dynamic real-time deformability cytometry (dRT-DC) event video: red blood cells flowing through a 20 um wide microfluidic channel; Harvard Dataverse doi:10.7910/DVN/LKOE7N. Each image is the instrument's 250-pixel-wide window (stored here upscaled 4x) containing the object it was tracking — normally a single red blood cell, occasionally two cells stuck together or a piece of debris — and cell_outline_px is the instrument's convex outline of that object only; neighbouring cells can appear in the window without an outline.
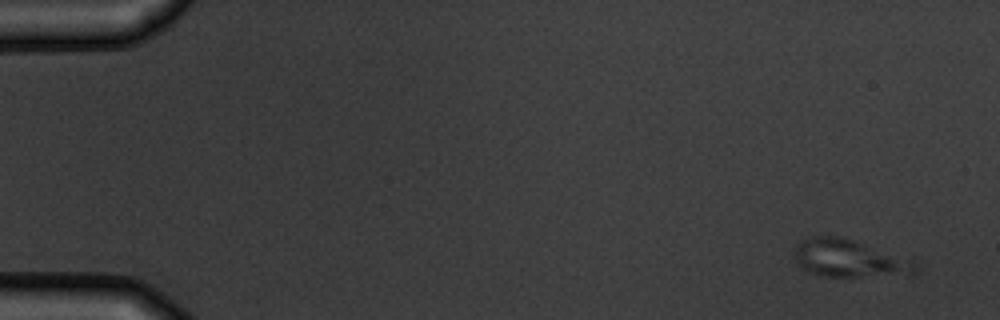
{"species": "common noctule bat (a hibernating species)", "species_latin": "Nyctalus noctula", "temperature_condition": "warm", "stored_images_in_passage": 4, "camera_frame_rate_fps": 3000, "um_per_image_px": 0.085, "animal": {"sex": "male", "body_mass_g": 19.5, "forearm_length_mm": 54.6}, "frame": {"image": 1, "passage_image": 1, "time_ms": 0.0, "image_size_px": [1000, 320], "cell_outline_px": [[920, 272], [916, 276], [820, 276], [808, 272], [800, 268], [796, 264], [792, 256], [796, 244], [812, 236], [836, 236], [852, 240], [912, 260], [920, 264]], "centroid_in_image_um": [72.22, 22.01], "position_along_channel_um": 12.8, "area_um2": 26.99}}
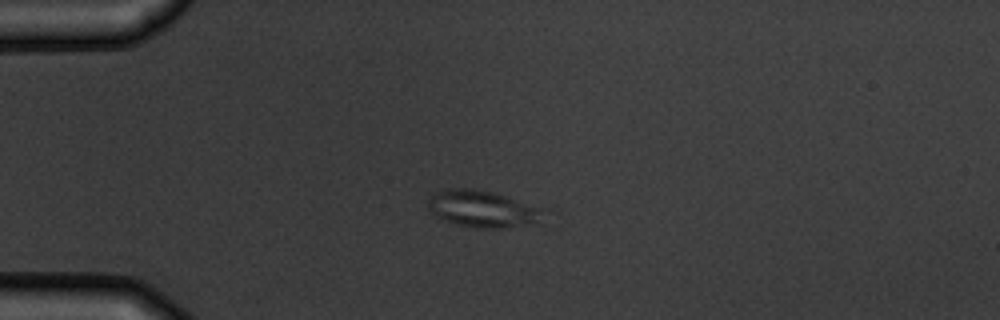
{"frame": {"image": 2, "passage_image": 4, "time_ms": 3.667, "image_size_px": [1000, 320], "cell_outline_px": [[540, 208], [536, 220], [532, 224], [504, 228], [480, 228], [460, 224], [444, 220], [432, 212], [424, 204], [428, 196], [436, 192], [448, 188], [468, 188], [492, 192]], "centroid_in_image_um": [40.85, 17.74], "position_along_channel_um": 44.1, "area_um2": 23.99}}